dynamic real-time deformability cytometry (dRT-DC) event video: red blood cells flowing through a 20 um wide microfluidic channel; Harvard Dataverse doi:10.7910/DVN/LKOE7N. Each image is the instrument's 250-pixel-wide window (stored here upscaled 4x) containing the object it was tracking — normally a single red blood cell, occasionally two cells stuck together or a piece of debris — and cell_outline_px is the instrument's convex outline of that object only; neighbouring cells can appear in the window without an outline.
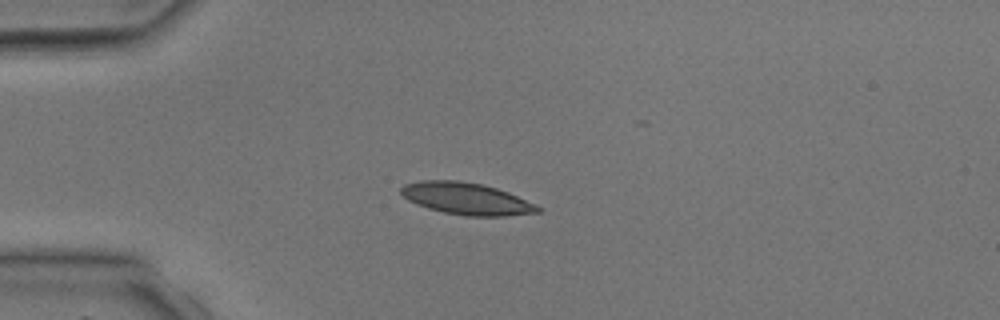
{"species": "common noctule bat (a hibernating species)", "species_latin": "Nyctalus noctula", "temperature_condition": "room temperature", "stored_images_in_passage": 1, "camera_frame_rate_fps": 3000, "um_per_image_px": 0.085, "animal": {"sex": "male", "body_mass_g": 17.9, "forearm_length_mm": 54.2}, "frame": {"image": 1, "passage_image": 1, "time_ms": 0.0, "image_size_px": [1000, 320], "cell_outline_px": [[544, 208], [540, 212], [508, 216], [464, 216], [444, 212], [428, 208], [416, 204], [408, 200], [400, 192], [400, 188], [404, 184], [420, 180], [456, 180], [480, 184], [496, 188], [508, 192], [536, 204]], "centroid_in_image_um": [39.66, 16.89], "position_along_channel_um": 45.3, "area_um2": 25.55}}